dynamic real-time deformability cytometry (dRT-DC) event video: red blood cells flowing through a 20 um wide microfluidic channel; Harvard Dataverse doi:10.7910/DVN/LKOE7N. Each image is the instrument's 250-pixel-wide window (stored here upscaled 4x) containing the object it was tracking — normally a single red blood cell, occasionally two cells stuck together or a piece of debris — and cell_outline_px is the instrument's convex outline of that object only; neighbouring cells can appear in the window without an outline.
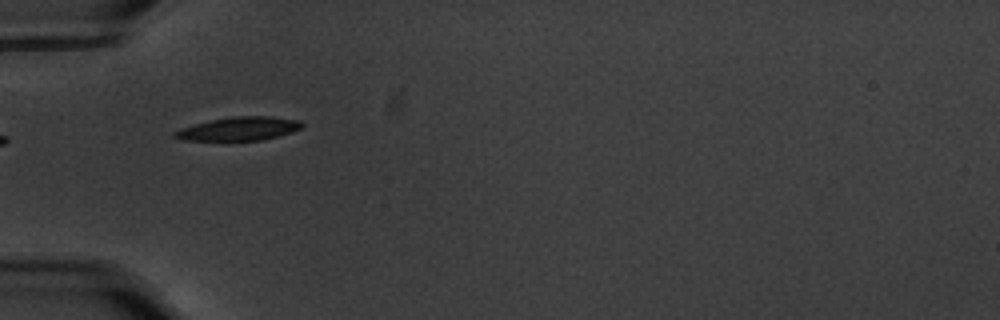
{"species": "common noctule bat (a hibernating species)", "species_latin": "Nyctalus noctula", "temperature_condition": "warm", "stored_images_in_passage": 5, "camera_frame_rate_fps": 3000, "um_per_image_px": 0.085, "animal": {"sex": "male", "body_mass_g": 20.1, "forearm_length_mm": 53.5}, "frame": {"image": 1, "passage_image": 2, "time_ms": 0.333, "image_size_px": [1000, 320], "cell_outline_px": [[304, 124], [300, 128], [292, 132], [264, 140], [184, 140], [172, 136], [172, 132], [196, 124], [212, 120], [232, 116], [272, 116], [300, 120]], "centroid_in_image_um": [20.37, 10.94], "position_along_channel_um": 64.6, "area_um2": 17.28}}